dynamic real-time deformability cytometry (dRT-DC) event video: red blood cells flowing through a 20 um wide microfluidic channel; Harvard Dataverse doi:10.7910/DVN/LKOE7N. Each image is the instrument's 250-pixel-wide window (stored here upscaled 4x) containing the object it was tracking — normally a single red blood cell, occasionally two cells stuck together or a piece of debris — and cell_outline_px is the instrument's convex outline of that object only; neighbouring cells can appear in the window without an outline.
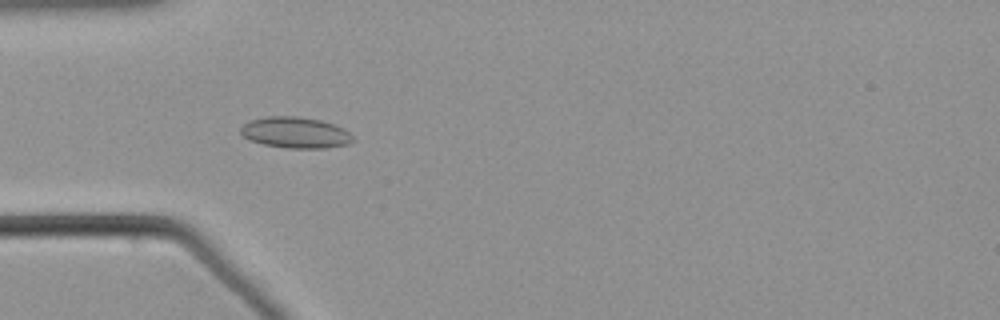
{"species": "common noctule bat (a hibernating species)", "species_latin": "Nyctalus noctula", "temperature_condition": "warm", "stored_images_in_passage": 40, "camera_frame_rate_fps": 3000, "um_per_image_px": 0.085, "animal": {"sex": "male", "body_mass_g": 21.5, "forearm_length_mm": 52.0}, "frame": {"image": 1, "passage_image": 1, "time_ms": 0.0, "image_size_px": [1000, 320], "cell_outline_px": [[356, 140], [348, 144], [324, 148], [288, 148], [264, 144], [248, 140], [240, 132], [240, 128], [244, 124], [252, 120], [264, 116], [296, 116], [320, 120], [344, 128]], "centroid_in_image_um": [25.11, 11.27], "position_along_channel_um": 59.9, "area_um2": 20.29}}
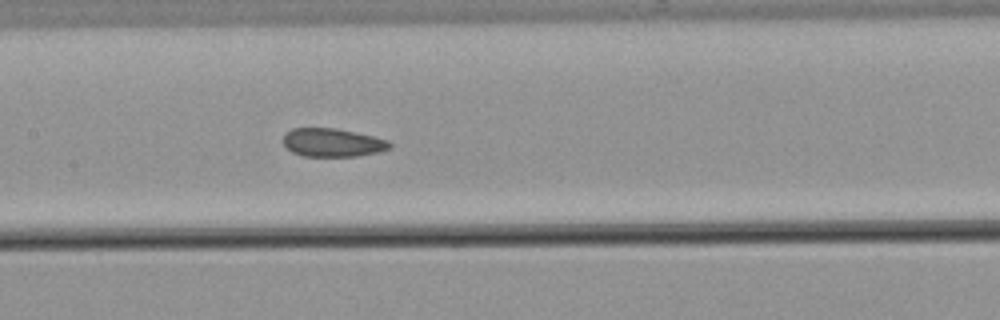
{"frame": {"image": 2, "passage_image": 11, "time_ms": 3.333, "image_size_px": [1000, 320], "cell_outline_px": [[392, 148], [380, 152], [356, 156], [304, 156], [292, 152], [284, 144], [284, 136], [292, 128], [336, 128], [372, 136], [388, 140], [392, 144]], "centroid_in_image_um": [28.3, 12.12], "position_along_channel_um": 179.1, "area_um2": 17.51}}
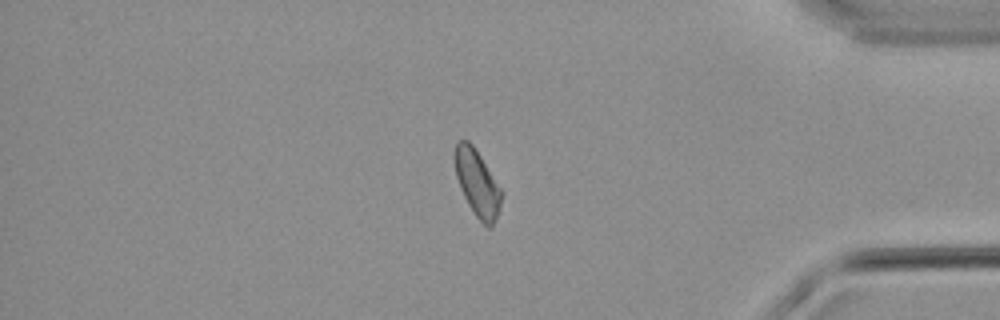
{"frame": {"image": 3, "passage_image": 31, "time_ms": 10.0, "image_size_px": [1000, 320], "cell_outline_px": [[500, 204], [492, 228], [488, 228], [476, 216], [468, 204], [460, 188], [456, 176], [456, 140], [468, 140], [472, 144], [480, 156], [500, 188]], "centroid_in_image_um": [40.55, 15.58], "position_along_channel_um": 394.7, "area_um2": 17.28}}